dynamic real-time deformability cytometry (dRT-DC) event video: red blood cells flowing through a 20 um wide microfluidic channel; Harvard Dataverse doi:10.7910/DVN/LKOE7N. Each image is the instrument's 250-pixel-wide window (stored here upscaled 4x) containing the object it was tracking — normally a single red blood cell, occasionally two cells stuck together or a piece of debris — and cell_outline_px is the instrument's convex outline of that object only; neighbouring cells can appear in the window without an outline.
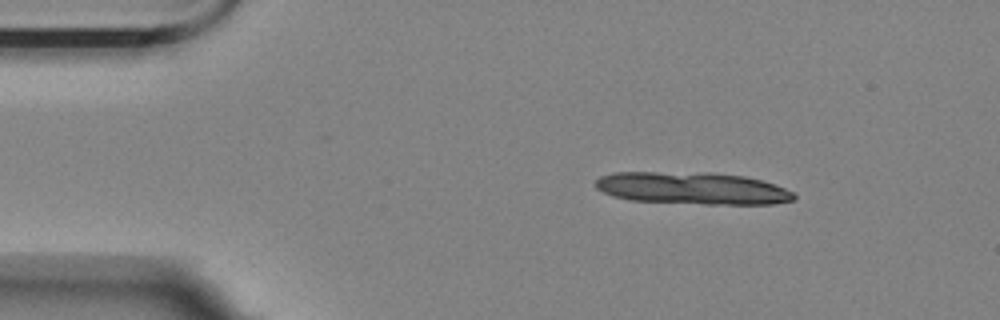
{"species": "Egyptian fruit bat (a non-hibernating species)", "species_latin": "Rousettus aegyptiacus", "temperature_condition": "room temperature", "stored_images_in_passage": 4, "camera_frame_rate_fps": 3000, "um_per_image_px": 0.085, "animal": {"sex": "female"}, "frame": {"image": 1, "passage_image": 1, "time_ms": 0.0, "image_size_px": [1000, 320], "cell_outline_px": [[796, 200], [772, 204], [704, 204], [628, 200], [612, 196], [596, 188], [596, 180], [600, 176], [612, 172], [708, 172], [744, 176], [760, 180], [784, 188], [792, 192], [796, 196]], "centroid_in_image_um": [58.83, 16.0], "position_along_channel_um": 26.2, "area_um2": 37.4}}
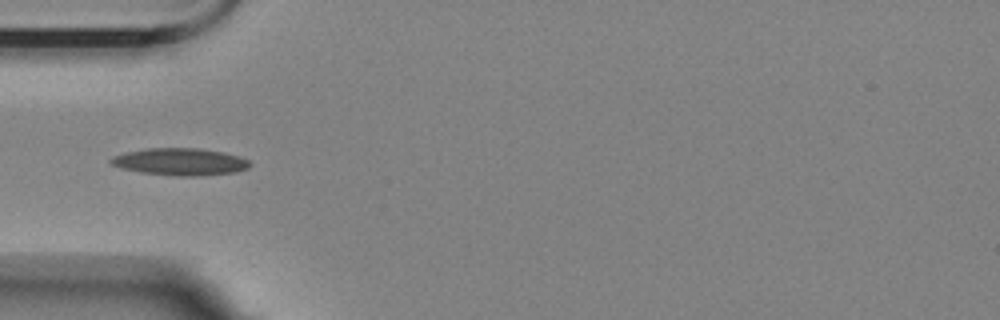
{"frame": {"image": 2, "passage_image": 4, "time_ms": 3.333, "image_size_px": [1000, 320], "cell_outline_px": [[252, 164], [248, 168], [236, 172], [200, 176], [176, 176], [140, 172], [120, 168], [112, 164], [108, 160], [112, 156], [124, 152], [148, 148], [200, 148], [224, 152], [240, 156], [248, 160]], "centroid_in_image_um": [15.31, 13.75], "position_along_channel_um": 69.7, "area_um2": 22.25}}